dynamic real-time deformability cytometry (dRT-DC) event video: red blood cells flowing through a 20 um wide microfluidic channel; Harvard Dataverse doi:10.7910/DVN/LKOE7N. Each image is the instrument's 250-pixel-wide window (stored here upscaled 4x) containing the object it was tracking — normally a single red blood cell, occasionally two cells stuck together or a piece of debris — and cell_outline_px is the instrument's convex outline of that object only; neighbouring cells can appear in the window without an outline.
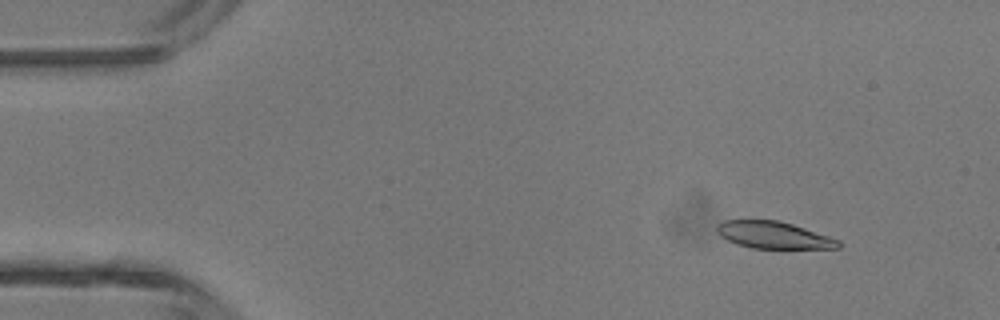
{"species": "common noctule bat (a hibernating species)", "species_latin": "Nyctalus noctula", "temperature_condition": "room temperature", "stored_images_in_passage": 5, "camera_frame_rate_fps": 3000, "um_per_image_px": 0.085, "animal": {"sex": "male", "body_mass_g": 13.3}, "frame": {"image": 1, "passage_image": 1, "time_ms": 0.0, "image_size_px": [1000, 320], "cell_outline_px": [[840, 248], [752, 248], [736, 244], [720, 236], [716, 232], [716, 224], [724, 220], [780, 220], [840, 240]], "centroid_in_image_um": [65.71, 19.97], "position_along_channel_um": 19.3, "area_um2": 19.07}}
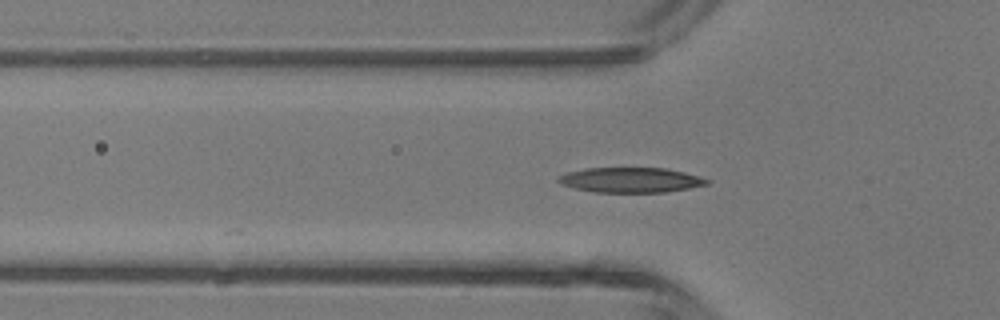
{"frame": {"image": 2, "passage_image": 4, "time_ms": 1.0, "image_size_px": [1000, 320], "cell_outline_px": [[712, 180], [708, 184], [688, 188], [664, 192], [592, 192], [560, 184], [556, 180], [560, 176], [568, 172], [584, 168], [664, 168], [684, 172], [700, 176]], "centroid_in_image_um": [53.62, 15.3], "position_along_channel_um": 72.2, "area_um2": 21.62}}
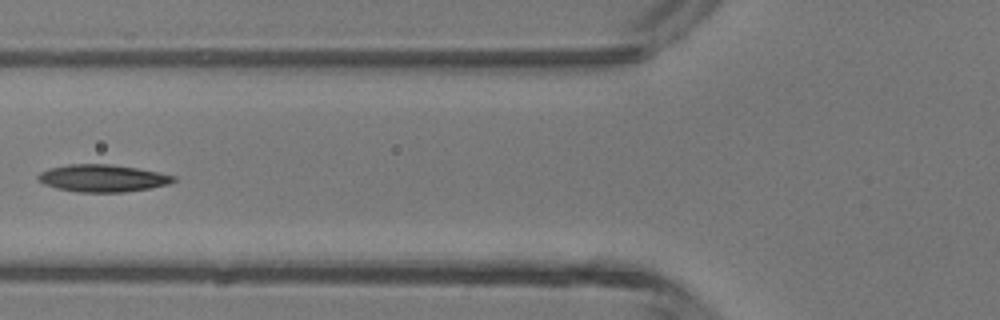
{"frame": {"image": 3, "passage_image": 5, "time_ms": 1.333, "image_size_px": [1000, 320], "cell_outline_px": [[176, 180], [168, 184], [148, 188], [124, 192], [76, 192], [56, 188], [44, 184], [36, 180], [36, 176], [40, 172], [48, 168], [68, 164], [108, 164], [136, 168], [176, 176]], "centroid_in_image_um": [8.65, 15.15], "position_along_channel_um": 117.2, "area_um2": 21.5}}